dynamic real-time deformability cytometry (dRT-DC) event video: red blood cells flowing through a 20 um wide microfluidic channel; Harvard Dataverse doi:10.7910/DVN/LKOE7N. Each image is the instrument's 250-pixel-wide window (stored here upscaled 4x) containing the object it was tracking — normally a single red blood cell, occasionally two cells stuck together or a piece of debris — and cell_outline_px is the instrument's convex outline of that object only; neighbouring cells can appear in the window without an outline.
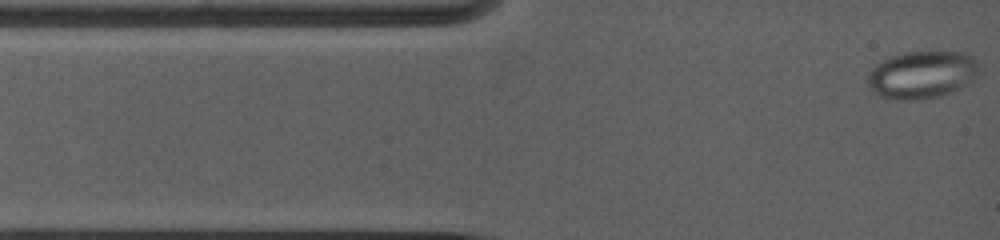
{"species": "common noctule bat (a hibernating species)", "species_latin": "Nyctalus noctula", "temperature_condition": "warm", "stored_images_in_passage": 20, "camera_frame_rate_fps": 5000, "um_per_image_px": 0.085, "animal": {"sex": "female", "body_mass_g": 19.0, "forearm_length_mm": 53.3}, "frame": {"image": 1, "passage_image": 1, "time_ms": 0.0, "image_size_px": [1000, 240], "cell_outline_px": [[980, 72], [972, 80], [948, 92], [936, 96], [884, 96], [876, 92], [864, 80], [868, 72], [876, 64], [888, 56], [904, 52], [968, 52], [976, 60], [980, 68]], "centroid_in_image_um": [78.38, 6.25], "position_along_channel_um": 6.6, "area_um2": 29.71}}
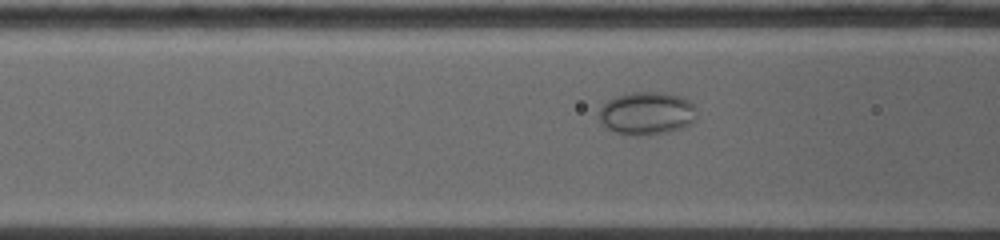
{"frame": {"image": 2, "passage_image": 14, "time_ms": 4.0, "image_size_px": [1000, 240], "cell_outline_px": [[692, 108], [688, 124], [656, 132], [620, 132], [608, 128], [604, 124], [600, 116], [600, 108], [608, 100], [616, 96], [632, 92], [656, 92], [680, 96], [688, 100], [692, 104]], "centroid_in_image_um": [54.87, 9.54], "position_along_channel_um": 111.7, "area_um2": 22.25}}
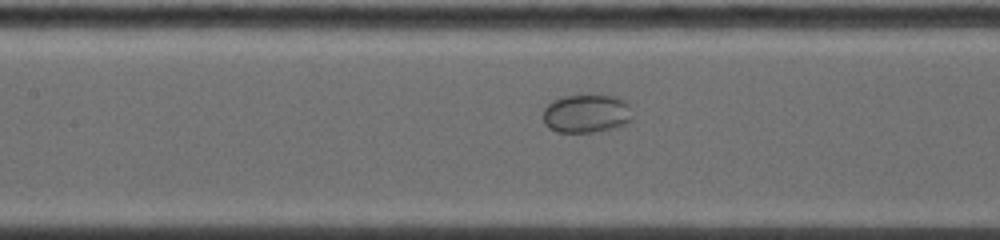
{"frame": {"image": 3, "passage_image": 18, "time_ms": 5.2, "image_size_px": [1000, 240], "cell_outline_px": [[628, 120], [604, 128], [588, 132], [560, 132], [552, 128], [544, 120], [544, 108], [552, 100], [560, 96], [592, 92], [620, 96], [628, 104]], "centroid_in_image_um": [49.77, 9.53], "position_along_channel_um": 157.6, "area_um2": 19.71}}